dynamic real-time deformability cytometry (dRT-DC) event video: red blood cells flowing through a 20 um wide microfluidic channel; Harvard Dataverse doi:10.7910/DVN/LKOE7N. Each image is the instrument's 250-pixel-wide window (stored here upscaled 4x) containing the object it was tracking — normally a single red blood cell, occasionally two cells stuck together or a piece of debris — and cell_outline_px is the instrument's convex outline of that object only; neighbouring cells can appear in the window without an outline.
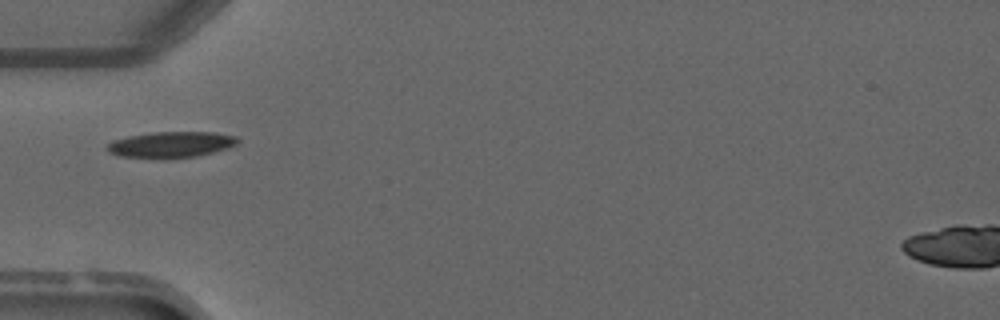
{"species": "common noctule bat (a hibernating species)", "species_latin": "Nyctalus noctula", "temperature_condition": "warm", "stored_images_in_passage": 1, "camera_frame_rate_fps": 3000, "um_per_image_px": 0.085, "animal": {"sex": "male", "forearm_length_mm": 52.5}, "frame": {"image": 1, "passage_image": 1, "time_ms": 0.0, "image_size_px": [1000, 320], "cell_outline_px": [[240, 140], [236, 144], [228, 148], [196, 156], [120, 156], [108, 152], [104, 148], [112, 140], [128, 136], [152, 132], [212, 132], [236, 136]], "centroid_in_image_um": [14.54, 12.24], "position_along_channel_um": 70.5, "area_um2": 19.07}}